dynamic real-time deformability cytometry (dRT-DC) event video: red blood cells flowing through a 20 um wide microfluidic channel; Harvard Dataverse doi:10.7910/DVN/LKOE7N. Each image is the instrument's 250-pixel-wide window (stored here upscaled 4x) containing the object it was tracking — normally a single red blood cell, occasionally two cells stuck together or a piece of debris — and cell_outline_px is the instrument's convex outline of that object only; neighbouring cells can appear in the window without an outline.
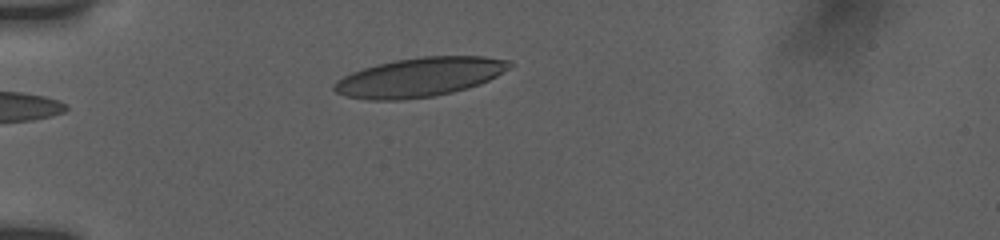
{"species": "human", "species_latin": "Homo sapiens", "temperature_condition": "room temperature", "stored_images_in_passage": 33, "camera_frame_rate_fps": 3000, "um_per_image_px": 0.085, "donor": {"sex": "female"}, "frame": {"image": 1, "passage_image": 1, "time_ms": 0.0, "image_size_px": [1000, 240], "cell_outline_px": [[512, 64], [508, 68], [496, 76], [480, 84], [452, 92], [432, 96], [400, 100], [368, 100], [348, 96], [336, 92], [332, 88], [332, 84], [336, 80], [352, 72], [376, 64], [396, 60], [424, 56], [484, 56], [512, 60]], "centroid_in_image_um": [35.66, 6.55], "position_along_channel_um": 49.3, "area_um2": 39.82}}
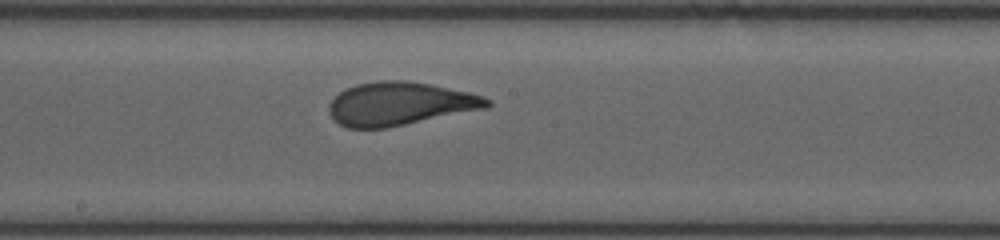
{"frame": {"image": 2, "passage_image": 16, "time_ms": 5.0, "image_size_px": [1000, 240], "cell_outline_px": [[492, 104], [488, 108], [384, 128], [348, 128], [332, 120], [328, 112], [328, 104], [340, 92], [356, 84], [380, 80], [404, 80], [428, 84], [468, 92], [484, 96], [492, 100]], "centroid_in_image_um": [33.98, 8.82], "position_along_channel_um": 214.2, "area_um2": 39.77}}
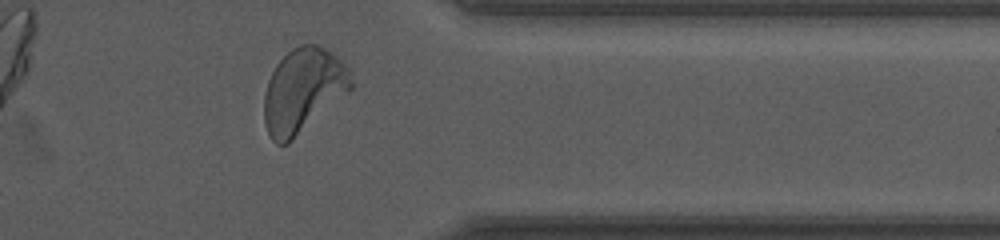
{"frame": {"image": 3, "passage_image": 30, "time_ms": 9.667, "image_size_px": [1000, 240], "cell_outline_px": [[352, 88], [348, 92], [288, 144], [276, 144], [272, 140], [268, 132], [264, 120], [264, 96], [268, 80], [276, 64], [292, 48], [300, 44], [316, 44], [324, 48], [348, 64], [352, 84]], "centroid_in_image_um": [25.76, 7.68], "position_along_channel_um": 385.6, "area_um2": 42.48}, "authors_computed_cell_mechanics": {"area_um2": 39.7086, "velocity_mm_per_s": 3.8138, "shape_relaxation_time_tau1_ms": 3.607, "shape_relaxation_time_tau2_ms": null, "deformation_change_tau1": 0.1719, "deformation_change_tau2": null}}